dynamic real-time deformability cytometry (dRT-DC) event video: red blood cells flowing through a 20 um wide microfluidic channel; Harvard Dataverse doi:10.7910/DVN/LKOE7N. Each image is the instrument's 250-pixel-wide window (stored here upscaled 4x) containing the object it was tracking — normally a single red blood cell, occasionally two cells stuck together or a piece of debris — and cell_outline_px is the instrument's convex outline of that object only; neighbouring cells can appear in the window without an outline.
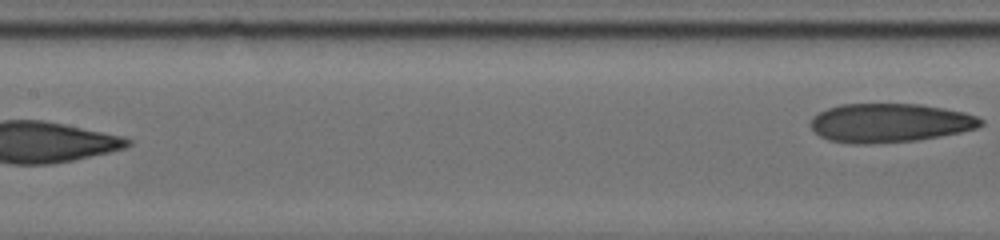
{"species": "human", "species_latin": "Homo sapiens", "temperature_condition": "cold", "stored_images_in_passage": 9, "segment_of_instrument_passage": [2, 2], "camera_frame_rate_fps": 3000, "um_per_image_px": 0.085, "donor": {"sex": "male"}, "frame": {"image": 1, "passage_image": 9, "time_ms": 5.333, "image_size_px": [1000, 240], "cell_outline_px": [[984, 124], [976, 128], [960, 132], [940, 136], [916, 140], [868, 144], [852, 144], [828, 140], [820, 136], [812, 128], [812, 116], [828, 108], [840, 104], [920, 104], [944, 108], [964, 112], [976, 116], [984, 120]], "centroid_in_image_um": [75.64, 10.44], "position_along_channel_um": 131.8, "area_um2": 38.49}}